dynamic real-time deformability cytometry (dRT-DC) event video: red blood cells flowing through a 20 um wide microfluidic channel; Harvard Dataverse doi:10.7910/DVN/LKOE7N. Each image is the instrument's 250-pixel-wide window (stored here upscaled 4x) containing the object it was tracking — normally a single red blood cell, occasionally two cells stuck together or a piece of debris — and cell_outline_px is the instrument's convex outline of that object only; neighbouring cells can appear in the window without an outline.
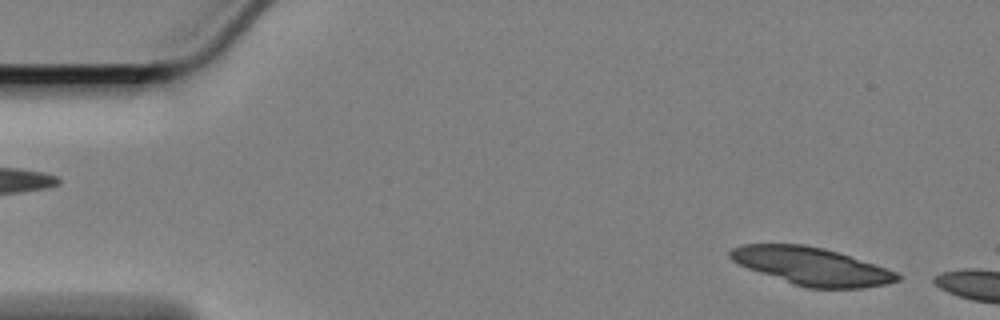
{"species": "Egyptian fruit bat (a non-hibernating species)", "species_latin": "Rousettus aegyptiacus", "temperature_condition": "cold", "stored_images_in_passage": 6, "camera_frame_rate_fps": 3000, "um_per_image_px": 0.085, "animal": {"sex": "female"}, "frame": {"image": 1, "passage_image": 2, "time_ms": 0.333, "image_size_px": [1000, 320], "cell_outline_px": [[900, 280], [888, 284], [864, 288], [808, 288], [792, 284], [748, 268], [732, 260], [728, 256], [728, 252], [732, 248], [740, 244], [804, 244], [824, 248], [840, 252], [896, 272], [900, 276]], "centroid_in_image_um": [68.98, 22.62], "position_along_channel_um": 16.0, "area_um2": 36.7}}